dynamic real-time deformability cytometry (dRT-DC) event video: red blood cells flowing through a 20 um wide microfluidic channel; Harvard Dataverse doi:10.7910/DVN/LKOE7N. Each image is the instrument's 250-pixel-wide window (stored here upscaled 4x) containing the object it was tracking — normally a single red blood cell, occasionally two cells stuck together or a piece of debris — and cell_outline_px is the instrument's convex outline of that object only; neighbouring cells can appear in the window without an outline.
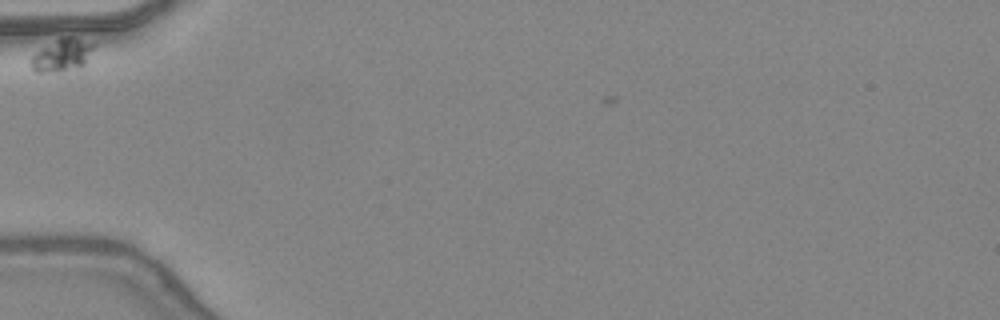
{"species": "common noctule bat (a hibernating species)", "species_latin": "Nyctalus noctula", "temperature_condition": "warm", "stored_images_in_passage": 32, "camera_frame_rate_fps": 3000, "um_per_image_px": 0.085, "animal": {"sex": "female", "body_mass_g": 24.6, "forearm_length_mm": 56.2}, "frame": {"image": 1, "passage_image": 2, "time_ms": 0.333, "image_size_px": [1000, 320], "cell_outline_px": [[96, 44], [84, 64], [80, 68], [60, 72], [36, 72], [32, 68], [28, 60], [40, 48], [60, 36], [72, 36]], "centroid_in_image_um": [5.25, 4.67], "position_along_channel_um": 79.8, "area_um2": 12.25}}
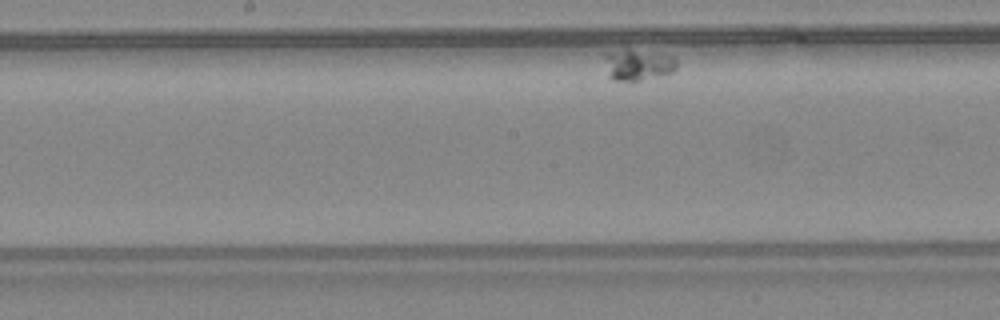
{"frame": {"image": 2, "passage_image": 16, "time_ms": 5.0, "image_size_px": [1000, 320], "cell_outline_px": [[676, 68], [672, 72], [636, 84], [628, 84], [612, 80], [608, 76], [604, 56], [608, 52], [624, 48], [628, 48], [672, 56], [676, 60]], "centroid_in_image_um": [54.18, 5.57], "position_along_channel_um": 194.0, "area_um2": 13.87}}
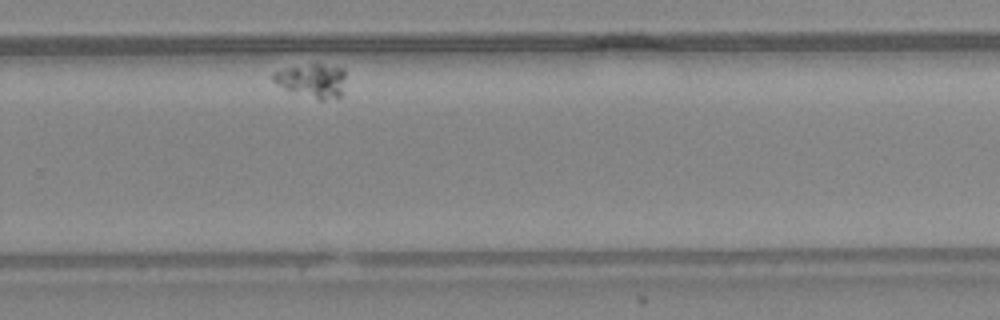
{"frame": {"image": 3, "passage_image": 28, "time_ms": 9.0, "image_size_px": [1000, 320], "cell_outline_px": [[344, 76], [340, 96], [324, 100], [320, 100], [292, 92], [276, 84], [272, 80], [272, 72], [288, 68], [312, 64], [320, 64], [344, 68]], "centroid_in_image_um": [26.5, 6.85], "position_along_channel_um": 303.3, "area_um2": 13.99}}